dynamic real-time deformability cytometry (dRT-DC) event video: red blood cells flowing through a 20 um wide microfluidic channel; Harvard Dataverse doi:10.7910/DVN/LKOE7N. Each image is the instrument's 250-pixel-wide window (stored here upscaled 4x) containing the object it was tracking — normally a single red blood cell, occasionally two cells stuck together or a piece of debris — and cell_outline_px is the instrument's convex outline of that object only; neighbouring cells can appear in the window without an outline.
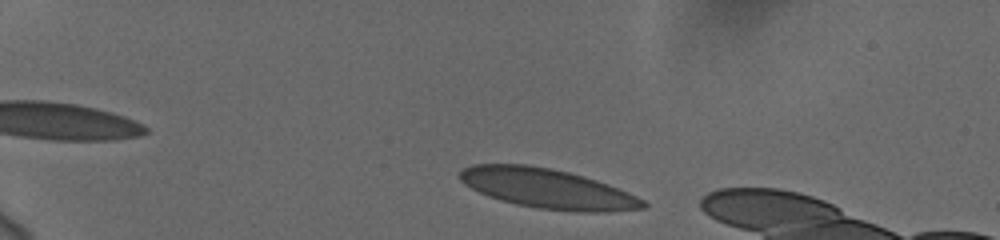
{"species": "human", "species_latin": "Homo sapiens", "temperature_condition": "cold", "stored_images_in_passage": 45, "camera_frame_rate_fps": 3000, "um_per_image_px": 0.085, "donor": {"sex": "female"}, "frame": {"image": 1, "passage_image": 3, "time_ms": 0.667, "image_size_px": [1000, 240], "cell_outline_px": [[648, 204], [644, 208], [608, 212], [572, 212], [536, 208], [516, 204], [500, 200], [488, 196], [464, 184], [460, 180], [460, 172], [464, 168], [472, 164], [528, 164], [552, 168], [584, 176], [596, 180], [636, 196], [644, 200]], "centroid_in_image_um": [46.53, 16.03], "position_along_channel_um": 38.5, "area_um2": 42.37}}
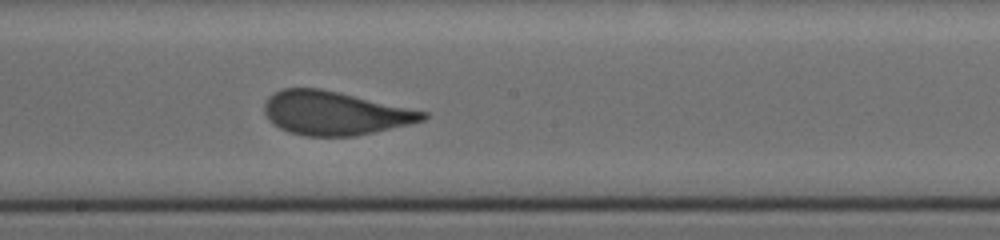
{"frame": {"image": 2, "passage_image": 24, "time_ms": 7.667, "image_size_px": [1000, 240], "cell_outline_px": [[428, 116], [424, 120], [408, 124], [356, 136], [304, 136], [288, 132], [272, 124], [264, 112], [264, 104], [268, 96], [284, 88], [320, 88], [340, 92], [428, 112]], "centroid_in_image_um": [28.43, 9.61], "position_along_channel_um": 219.8, "area_um2": 40.29}}
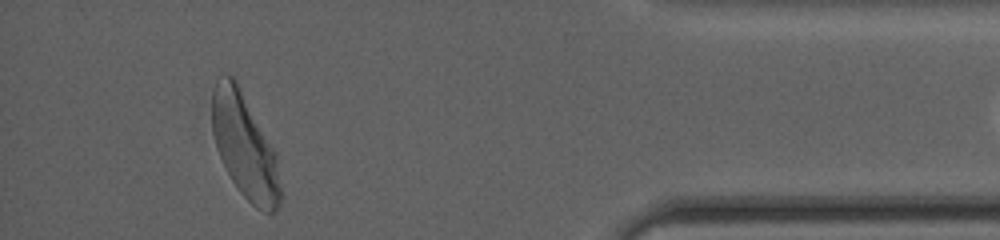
{"frame": {"image": 3, "passage_image": 43, "time_ms": 14.0, "image_size_px": [1000, 240], "cell_outline_px": [[284, 196], [280, 204], [272, 212], [264, 212], [256, 208], [240, 192], [232, 180], [220, 156], [212, 132], [212, 92], [216, 76], [220, 72], [224, 72], [236, 76], [276, 152]], "centroid_in_image_um": [20.82, 12.33], "position_along_channel_um": 414.4, "area_um2": 42.89}}